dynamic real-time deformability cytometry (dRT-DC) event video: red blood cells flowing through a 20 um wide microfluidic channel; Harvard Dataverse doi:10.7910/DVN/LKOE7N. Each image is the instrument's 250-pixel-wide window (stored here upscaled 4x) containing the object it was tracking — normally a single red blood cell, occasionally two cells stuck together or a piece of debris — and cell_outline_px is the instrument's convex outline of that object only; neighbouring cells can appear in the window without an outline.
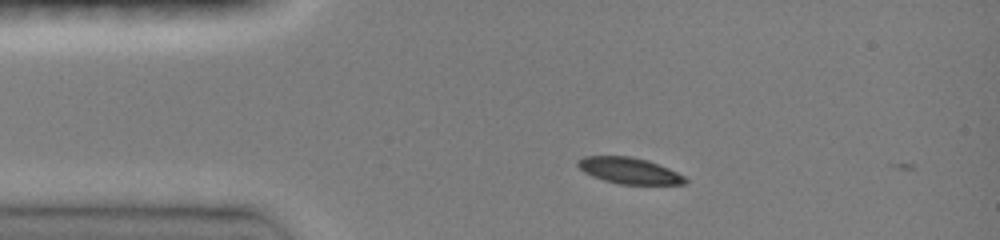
{"species": "common noctule bat (a hibernating species)", "species_latin": "Nyctalus noctula", "temperature_condition": "room temperature", "stored_images_in_passage": 2, "camera_frame_rate_fps": 3000, "um_per_image_px": 0.085, "animal": {"sex": "female", "body_mass_g": 19.0, "forearm_length_mm": 51.5}, "frame": {"image": 1, "passage_image": 1, "time_ms": 0.0, "image_size_px": [1000, 240], "cell_outline_px": [[688, 184], [620, 184], [604, 180], [592, 176], [584, 172], [576, 164], [576, 160], [584, 156], [628, 156], [648, 160], [668, 168], [684, 176], [688, 180]], "centroid_in_image_um": [53.47, 14.5], "position_along_channel_um": 31.5, "area_um2": 16.36}}